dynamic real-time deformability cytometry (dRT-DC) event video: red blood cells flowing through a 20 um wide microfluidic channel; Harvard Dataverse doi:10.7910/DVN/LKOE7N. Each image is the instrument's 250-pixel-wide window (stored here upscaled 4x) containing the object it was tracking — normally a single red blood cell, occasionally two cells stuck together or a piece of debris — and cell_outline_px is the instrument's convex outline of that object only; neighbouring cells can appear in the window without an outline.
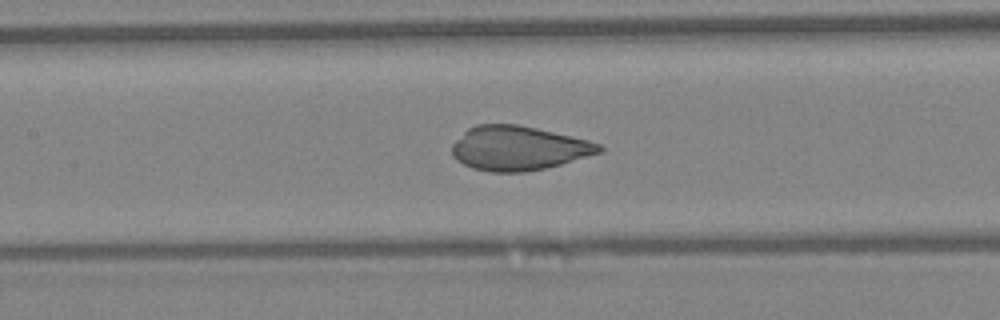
{"species": "Egyptian fruit bat (a non-hibernating species)", "species_latin": "Rousettus aegyptiacus", "temperature_condition": "warm", "stored_images_in_passage": 47, "camera_frame_rate_fps": 3000, "um_per_image_px": 0.085, "animal": {"sex": "female"}, "frame": {"image": 1, "passage_image": 22, "time_ms": 7.0, "image_size_px": [1000, 320], "cell_outline_px": [[604, 152], [560, 164], [528, 172], [492, 172], [472, 168], [456, 160], [452, 156], [452, 144], [468, 128], [476, 124], [516, 124], [536, 128], [588, 140], [600, 144], [604, 148]], "centroid_in_image_um": [44.07, 12.6], "position_along_channel_um": 163.3, "area_um2": 37.97}}
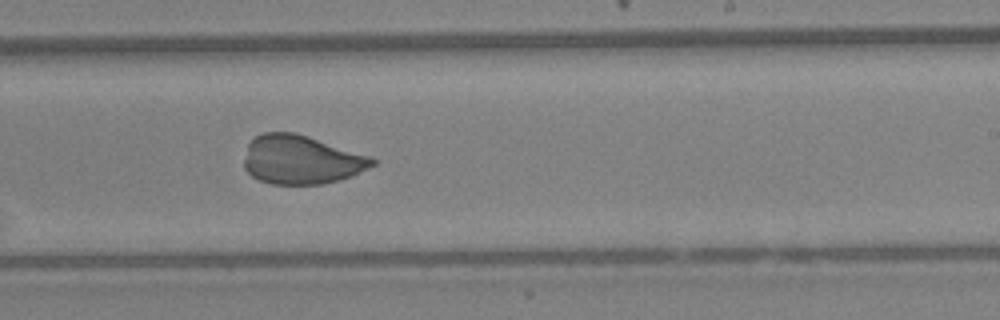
{"frame": {"image": 2, "passage_image": 29, "time_ms": 9.333, "image_size_px": [1000, 320], "cell_outline_px": [[376, 164], [352, 176], [340, 180], [324, 184], [272, 184], [260, 180], [252, 176], [244, 168], [244, 160], [248, 144], [256, 136], [264, 132], [292, 132], [372, 156], [376, 160]], "centroid_in_image_um": [25.62, 13.59], "position_along_channel_um": 263.4, "area_um2": 36.36}}
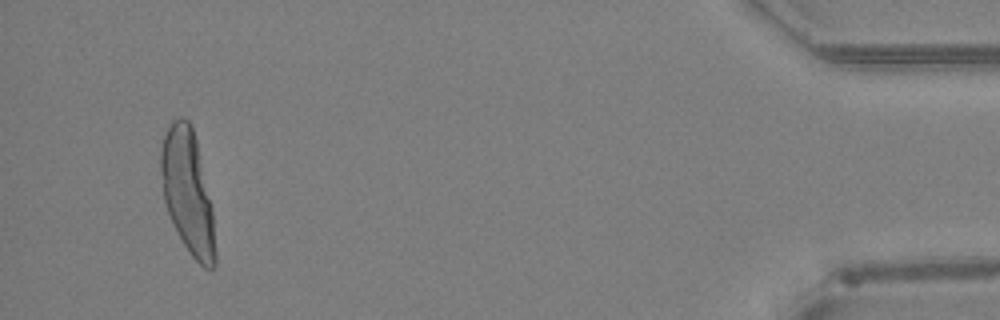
{"frame": {"image": 3, "passage_image": 45, "time_ms": 14.667, "image_size_px": [1000, 320], "cell_outline_px": [[216, 264], [212, 268], [204, 268], [192, 256], [184, 244], [172, 224], [164, 200], [160, 172], [160, 148], [164, 136], [172, 120], [180, 116], [184, 116], [188, 120], [192, 128], [196, 140], [212, 208], [216, 252]], "centroid_in_image_um": [15.94, 16.3], "position_along_channel_um": 419.3, "area_um2": 38.96}}